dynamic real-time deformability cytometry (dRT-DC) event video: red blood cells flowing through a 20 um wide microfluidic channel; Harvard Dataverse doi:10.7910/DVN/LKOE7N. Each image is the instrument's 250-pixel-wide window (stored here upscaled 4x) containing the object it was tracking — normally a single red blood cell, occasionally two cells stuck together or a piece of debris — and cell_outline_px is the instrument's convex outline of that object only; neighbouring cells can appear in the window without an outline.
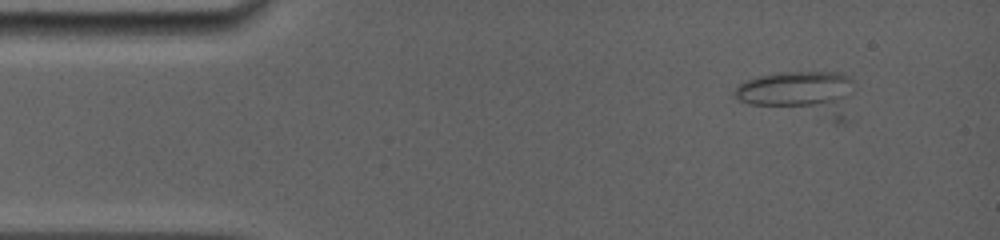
{"species": "common noctule bat (a hibernating species)", "species_latin": "Nyctalus noctula", "temperature_condition": "room temperature", "stored_images_in_passage": 7, "camera_frame_rate_fps": 5000, "um_per_image_px": 0.085, "animal": {"sex": "female", "body_mass_g": 19.0, "forearm_length_mm": 56.7}, "frame": {"image": 1, "passage_image": 6, "time_ms": 1.4, "image_size_px": [1000, 240], "cell_outline_px": [[852, 92], [844, 120], [840, 124], [836, 124], [748, 104], [732, 96], [732, 92], [740, 84], [748, 80], [760, 76], [780, 72], [840, 72], [848, 76], [852, 80]], "centroid_in_image_um": [68.03, 8.0], "position_along_channel_um": 17.0, "area_um2": 32.25}}